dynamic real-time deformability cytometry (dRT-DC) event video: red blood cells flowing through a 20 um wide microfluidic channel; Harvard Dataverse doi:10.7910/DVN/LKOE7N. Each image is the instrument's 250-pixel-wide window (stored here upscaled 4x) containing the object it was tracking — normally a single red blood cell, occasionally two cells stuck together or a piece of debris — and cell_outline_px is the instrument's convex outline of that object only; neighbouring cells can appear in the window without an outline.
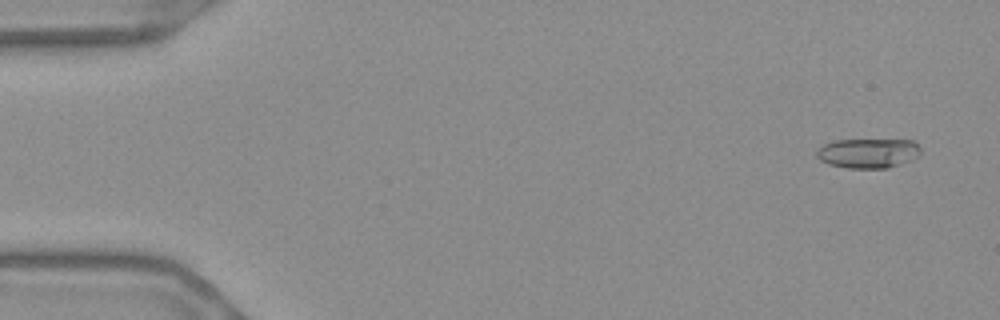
{"species": "Egyptian fruit bat (a non-hibernating species)", "species_latin": "Rousettus aegyptiacus", "temperature_condition": "warm", "stored_images_in_passage": 56, "camera_frame_rate_fps": 3000, "um_per_image_px": 0.085, "frame": {"image": 1, "passage_image": 3, "time_ms": 0.667, "image_size_px": [1000, 320], "cell_outline_px": [[920, 156], [912, 160], [888, 168], [848, 168], [828, 164], [820, 160], [816, 156], [816, 152], [824, 144], [836, 140], [912, 140], [920, 148]], "centroid_in_image_um": [73.8, 13.02], "position_along_channel_um": 11.2, "area_um2": 17.98}}
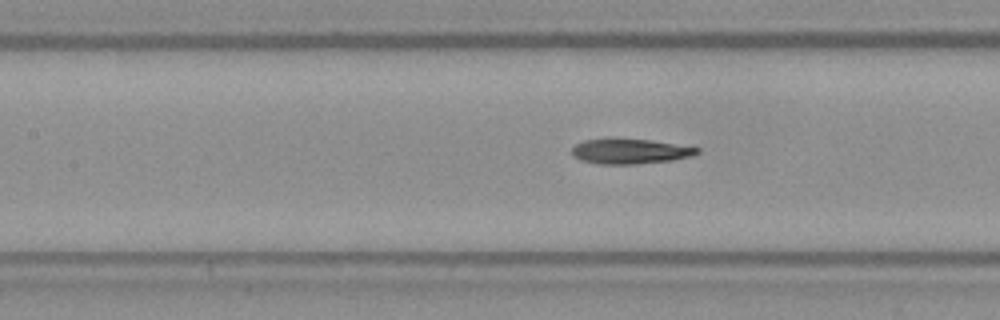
{"frame": {"image": 2, "passage_image": 25, "time_ms": 8.0, "image_size_px": [1000, 320], "cell_outline_px": [[700, 152], [692, 156], [672, 160], [636, 164], [596, 164], [580, 160], [572, 156], [572, 148], [576, 144], [584, 140], [608, 136], [612, 136], [648, 140], [700, 148]], "centroid_in_image_um": [53.47, 12.83], "position_along_channel_um": 153.9, "area_um2": 18.84}}
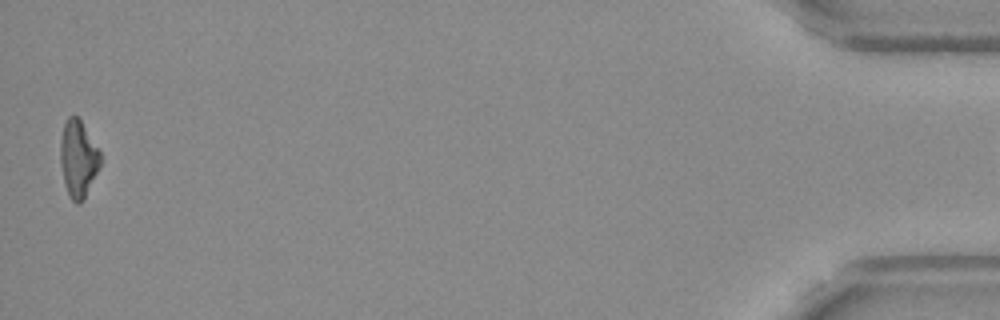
{"frame": {"image": 3, "passage_image": 55, "time_ms": 18.0, "image_size_px": [1000, 320], "cell_outline_px": [[100, 168], [84, 200], [80, 204], [76, 204], [68, 196], [64, 184], [60, 164], [60, 140], [64, 124], [68, 116], [76, 116], [80, 120], [100, 152]], "centroid_in_image_um": [6.63, 13.56], "position_along_channel_um": 428.6, "area_um2": 18.03}}